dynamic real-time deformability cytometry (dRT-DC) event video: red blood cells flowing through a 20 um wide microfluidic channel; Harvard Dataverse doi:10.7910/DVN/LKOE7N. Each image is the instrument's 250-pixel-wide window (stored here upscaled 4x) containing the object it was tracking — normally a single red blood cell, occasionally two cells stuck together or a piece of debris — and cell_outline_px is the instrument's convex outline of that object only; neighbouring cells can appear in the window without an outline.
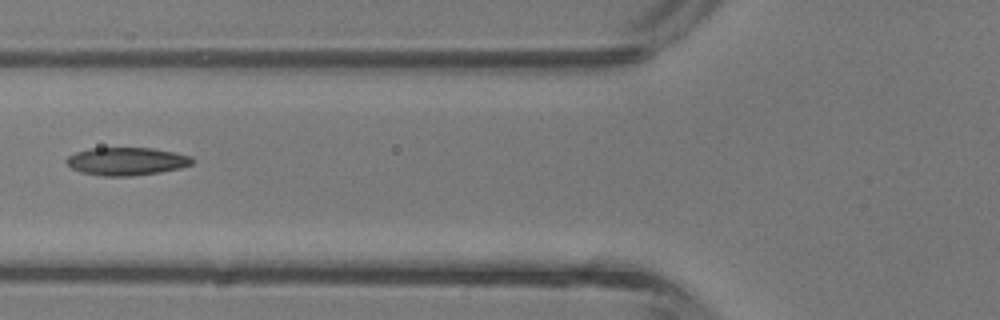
{"species": "common noctule bat (a hibernating species)", "species_latin": "Nyctalus noctula", "temperature_condition": "room temperature", "stored_images_in_passage": 4, "camera_frame_rate_fps": 3000, "um_per_image_px": 0.085, "animal": {"sex": "male", "body_mass_g": 13.3}, "frame": {"image": 1, "passage_image": 4, "time_ms": 1.0, "image_size_px": [1000, 320], "cell_outline_px": [[192, 164], [180, 168], [160, 172], [128, 176], [104, 176], [80, 172], [72, 168], [64, 160], [68, 156], [76, 152], [88, 148], [152, 148], [192, 156]], "centroid_in_image_um": [10.73, 13.71], "position_along_channel_um": 115.1, "area_um2": 20.35}}